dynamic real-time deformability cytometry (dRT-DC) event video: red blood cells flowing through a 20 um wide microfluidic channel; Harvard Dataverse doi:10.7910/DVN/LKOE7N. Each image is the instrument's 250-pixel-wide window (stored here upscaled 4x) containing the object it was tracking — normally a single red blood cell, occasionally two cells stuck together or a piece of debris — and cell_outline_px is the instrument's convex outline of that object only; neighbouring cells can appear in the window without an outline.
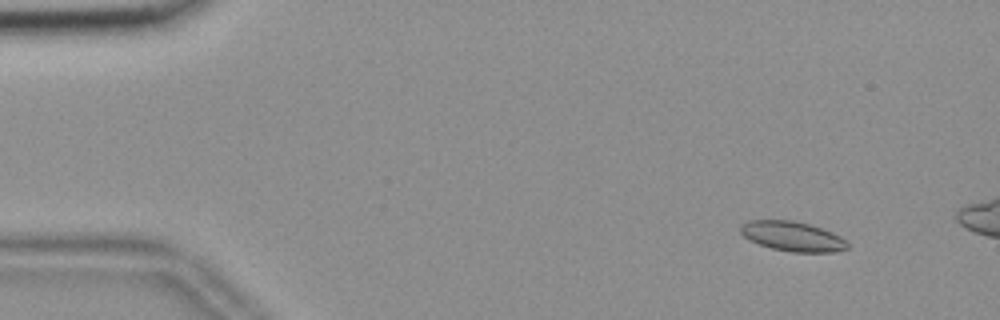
{"species": "common noctule bat (a hibernating species)", "species_latin": "Nyctalus noctula", "temperature_condition": "room temperature", "stored_images_in_passage": 13, "camera_frame_rate_fps": 3000, "um_per_image_px": 0.085, "animal": {"sex": "female", "body_mass_g": 18.4}, "frame": {"image": 1, "passage_image": 6, "time_ms": 1.667, "image_size_px": [1000, 320], "cell_outline_px": [[848, 248], [836, 252], [792, 252], [772, 248], [748, 240], [740, 232], [740, 224], [748, 220], [792, 220], [808, 224], [832, 232], [840, 236], [848, 244]], "centroid_in_image_um": [67.33, 20.08], "position_along_channel_um": 17.7, "area_um2": 18.5}}